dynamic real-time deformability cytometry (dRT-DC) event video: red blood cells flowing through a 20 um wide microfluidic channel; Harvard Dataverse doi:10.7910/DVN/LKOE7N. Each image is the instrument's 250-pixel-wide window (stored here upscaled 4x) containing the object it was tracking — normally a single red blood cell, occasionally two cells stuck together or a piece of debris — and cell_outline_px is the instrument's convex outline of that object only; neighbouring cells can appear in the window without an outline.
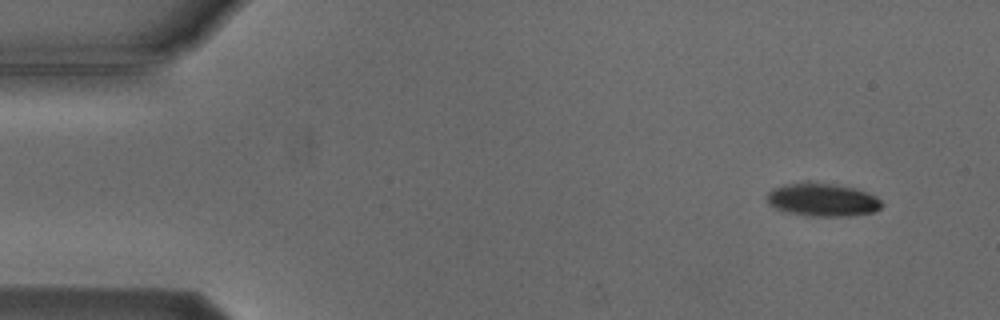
{"species": "Egyptian fruit bat (a non-hibernating species)", "species_latin": "Rousettus aegyptiacus", "temperature_condition": "cold", "stored_images_in_passage": 4, "camera_frame_rate_fps": 3000, "um_per_image_px": 0.085, "animal": {"sex": "male"}, "frame": {"image": 1, "passage_image": 1, "time_ms": 0.0, "image_size_px": [1000, 320], "cell_outline_px": [[884, 204], [876, 212], [848, 216], [816, 216], [788, 212], [776, 208], [768, 204], [764, 196], [772, 188], [784, 184], [808, 180], [832, 184], [852, 188], [868, 192], [876, 196]], "centroid_in_image_um": [69.88, 16.96], "position_along_channel_um": 15.1, "area_um2": 22.48}}
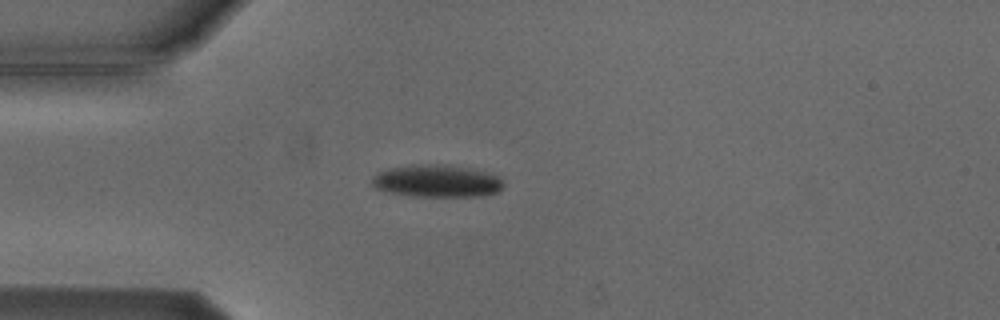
{"frame": {"image": 2, "passage_image": 4, "time_ms": 3.333, "image_size_px": [1000, 320], "cell_outline_px": [[504, 184], [496, 192], [480, 196], [412, 196], [388, 192], [376, 188], [372, 184], [372, 176], [388, 168], [412, 164], [444, 164], [472, 168], [500, 176]], "centroid_in_image_um": [37.13, 15.37], "position_along_channel_um": 47.9, "area_um2": 24.91}}